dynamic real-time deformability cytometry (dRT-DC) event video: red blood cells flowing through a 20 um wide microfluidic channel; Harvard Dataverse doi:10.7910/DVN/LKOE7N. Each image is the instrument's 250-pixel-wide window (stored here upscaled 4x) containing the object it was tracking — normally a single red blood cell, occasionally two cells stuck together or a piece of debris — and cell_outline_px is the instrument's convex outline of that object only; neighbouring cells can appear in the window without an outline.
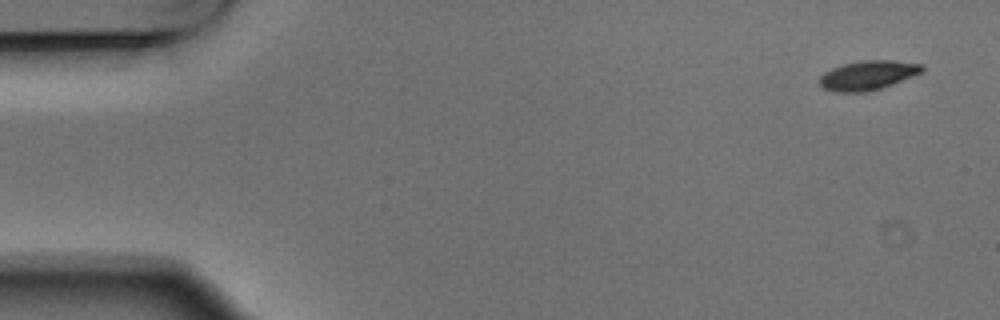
{"species": "Egyptian fruit bat (a non-hibernating species)", "species_latin": "Rousettus aegyptiacus", "temperature_condition": "warm", "stored_images_in_passage": 6, "camera_frame_rate_fps": 3000, "um_per_image_px": 0.085, "animal": {"sex": "male"}, "frame": {"image": 1, "passage_image": 1, "time_ms": 0.0, "image_size_px": [1000, 320], "cell_outline_px": [[924, 72], [892, 84], [868, 92], [836, 92], [824, 88], [816, 80], [824, 72], [832, 68], [844, 64], [864, 60], [896, 60], [924, 64]], "centroid_in_image_um": [73.79, 6.39], "position_along_channel_um": 11.2, "area_um2": 17.69}}
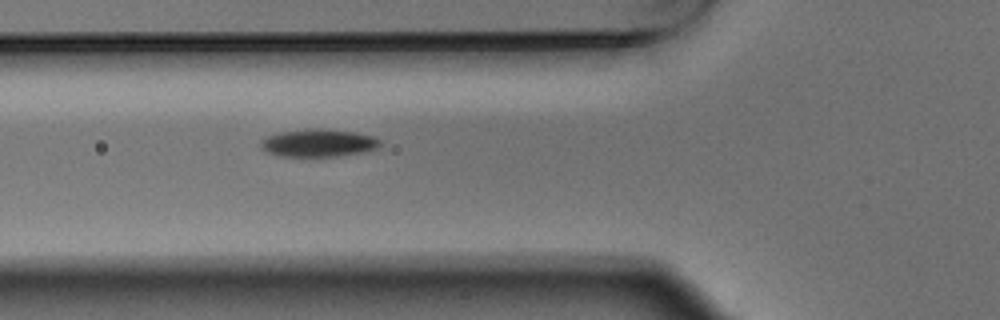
{"frame": {"image": 2, "passage_image": 6, "time_ms": 1.667, "image_size_px": [1000, 320], "cell_outline_px": [[384, 140], [380, 148], [364, 152], [340, 156], [280, 156], [268, 152], [260, 148], [260, 140], [268, 136], [280, 132], [312, 128], [320, 128], [356, 132], [372, 136]], "centroid_in_image_um": [27.13, 12.15], "position_along_channel_um": 98.7, "area_um2": 19.54}}